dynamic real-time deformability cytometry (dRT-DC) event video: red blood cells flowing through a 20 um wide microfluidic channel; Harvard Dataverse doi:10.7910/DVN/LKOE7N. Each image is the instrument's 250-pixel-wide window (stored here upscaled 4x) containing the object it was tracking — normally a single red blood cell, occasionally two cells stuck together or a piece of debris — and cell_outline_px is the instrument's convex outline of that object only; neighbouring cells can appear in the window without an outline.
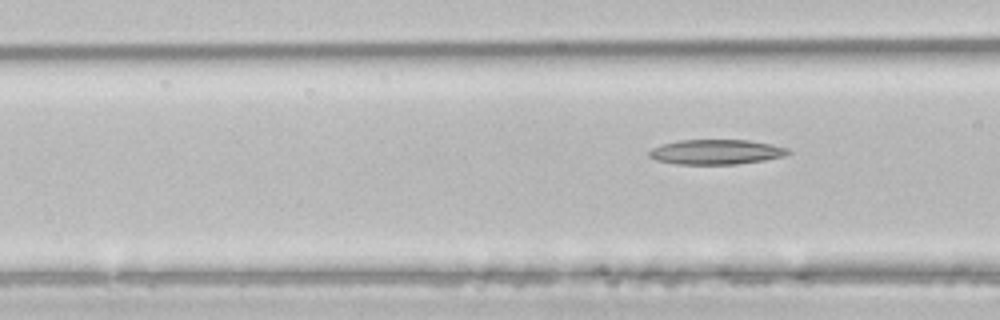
{"species": "common noctule bat (a hibernating species)", "species_latin": "Nyctalus noctula", "temperature_condition": "room temperature", "stored_images_in_passage": 4, "camera_frame_rate_fps": 3000, "um_per_image_px": 0.085, "animal": {"sex": "male", "body_mass_g": 21.5, "forearm_length_mm": 52.0}, "frame": {"image": 1, "passage_image": 4, "time_ms": 1.0, "image_size_px": [1000, 320], "cell_outline_px": [[792, 152], [784, 156], [764, 160], [736, 164], [676, 164], [656, 160], [648, 156], [648, 152], [652, 148], [664, 144], [680, 140], [748, 140], [772, 144], [788, 148]], "centroid_in_image_um": [60.89, 12.91], "position_along_channel_um": 105.7, "area_um2": 20.11}}